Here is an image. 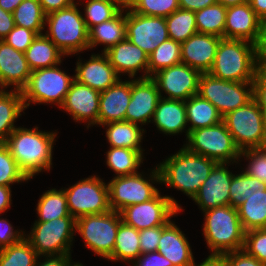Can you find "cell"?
Masks as SVG:
<instances>
[{"label":"cell","instance_id":"obj_1","mask_svg":"<svg viewBox=\"0 0 266 266\" xmlns=\"http://www.w3.org/2000/svg\"><path fill=\"white\" fill-rule=\"evenodd\" d=\"M216 164V161L183 147L161 163L151 177L183 191L193 199Z\"/></svg>","mask_w":266,"mask_h":266},{"label":"cell","instance_id":"obj_2","mask_svg":"<svg viewBox=\"0 0 266 266\" xmlns=\"http://www.w3.org/2000/svg\"><path fill=\"white\" fill-rule=\"evenodd\" d=\"M37 129L38 127H18L4 143L28 180L43 169L49 170L52 165V148L56 134Z\"/></svg>","mask_w":266,"mask_h":266},{"label":"cell","instance_id":"obj_3","mask_svg":"<svg viewBox=\"0 0 266 266\" xmlns=\"http://www.w3.org/2000/svg\"><path fill=\"white\" fill-rule=\"evenodd\" d=\"M258 71L255 44L245 40L222 38L208 73L226 81L253 82Z\"/></svg>","mask_w":266,"mask_h":266},{"label":"cell","instance_id":"obj_4","mask_svg":"<svg viewBox=\"0 0 266 266\" xmlns=\"http://www.w3.org/2000/svg\"><path fill=\"white\" fill-rule=\"evenodd\" d=\"M205 212L204 236L212 257L243 249L245 230L238 210L230 205L219 206Z\"/></svg>","mask_w":266,"mask_h":266},{"label":"cell","instance_id":"obj_5","mask_svg":"<svg viewBox=\"0 0 266 266\" xmlns=\"http://www.w3.org/2000/svg\"><path fill=\"white\" fill-rule=\"evenodd\" d=\"M76 7L73 4L46 15L49 31L45 36L67 55L89 49V30Z\"/></svg>","mask_w":266,"mask_h":266},{"label":"cell","instance_id":"obj_6","mask_svg":"<svg viewBox=\"0 0 266 266\" xmlns=\"http://www.w3.org/2000/svg\"><path fill=\"white\" fill-rule=\"evenodd\" d=\"M227 130L240 151L266 148V127L263 112L253 98L246 105L223 116Z\"/></svg>","mask_w":266,"mask_h":266},{"label":"cell","instance_id":"obj_7","mask_svg":"<svg viewBox=\"0 0 266 266\" xmlns=\"http://www.w3.org/2000/svg\"><path fill=\"white\" fill-rule=\"evenodd\" d=\"M186 147L190 152L203 155L217 163L235 162L241 151L236 146L233 136L227 130L224 121L210 127L191 130Z\"/></svg>","mask_w":266,"mask_h":266},{"label":"cell","instance_id":"obj_8","mask_svg":"<svg viewBox=\"0 0 266 266\" xmlns=\"http://www.w3.org/2000/svg\"><path fill=\"white\" fill-rule=\"evenodd\" d=\"M74 80L57 66L33 70L27 85L21 90L25 108L30 102H56L61 107Z\"/></svg>","mask_w":266,"mask_h":266},{"label":"cell","instance_id":"obj_9","mask_svg":"<svg viewBox=\"0 0 266 266\" xmlns=\"http://www.w3.org/2000/svg\"><path fill=\"white\" fill-rule=\"evenodd\" d=\"M250 85V86H249ZM246 86L250 88L246 90ZM198 94L211 102L222 116L253 99V82H232L201 73Z\"/></svg>","mask_w":266,"mask_h":266},{"label":"cell","instance_id":"obj_10","mask_svg":"<svg viewBox=\"0 0 266 266\" xmlns=\"http://www.w3.org/2000/svg\"><path fill=\"white\" fill-rule=\"evenodd\" d=\"M122 217L119 212L108 211L76 219V231L83 237L86 247L97 255L109 258L115 247V240Z\"/></svg>","mask_w":266,"mask_h":266},{"label":"cell","instance_id":"obj_11","mask_svg":"<svg viewBox=\"0 0 266 266\" xmlns=\"http://www.w3.org/2000/svg\"><path fill=\"white\" fill-rule=\"evenodd\" d=\"M76 229L72 216L56 218L51 221H37L26 238L37 255L58 256L70 254L71 239Z\"/></svg>","mask_w":266,"mask_h":266},{"label":"cell","instance_id":"obj_12","mask_svg":"<svg viewBox=\"0 0 266 266\" xmlns=\"http://www.w3.org/2000/svg\"><path fill=\"white\" fill-rule=\"evenodd\" d=\"M70 215L76 220L91 214L111 211L108 185L92 176L64 190Z\"/></svg>","mask_w":266,"mask_h":266},{"label":"cell","instance_id":"obj_13","mask_svg":"<svg viewBox=\"0 0 266 266\" xmlns=\"http://www.w3.org/2000/svg\"><path fill=\"white\" fill-rule=\"evenodd\" d=\"M182 208L169 196H160L158 193L151 200L130 205L124 208L120 214L122 221L137 230L164 226L170 218Z\"/></svg>","mask_w":266,"mask_h":266},{"label":"cell","instance_id":"obj_14","mask_svg":"<svg viewBox=\"0 0 266 266\" xmlns=\"http://www.w3.org/2000/svg\"><path fill=\"white\" fill-rule=\"evenodd\" d=\"M126 38L150 55L169 39L165 17L145 16L129 9L126 12Z\"/></svg>","mask_w":266,"mask_h":266},{"label":"cell","instance_id":"obj_15","mask_svg":"<svg viewBox=\"0 0 266 266\" xmlns=\"http://www.w3.org/2000/svg\"><path fill=\"white\" fill-rule=\"evenodd\" d=\"M107 185L111 210L119 213L130 205L147 202L159 193L138 172L125 176H116Z\"/></svg>","mask_w":266,"mask_h":266},{"label":"cell","instance_id":"obj_16","mask_svg":"<svg viewBox=\"0 0 266 266\" xmlns=\"http://www.w3.org/2000/svg\"><path fill=\"white\" fill-rule=\"evenodd\" d=\"M157 88L164 90L169 96L166 99L186 101L198 94L199 78L201 73L180 63L164 68L153 74Z\"/></svg>","mask_w":266,"mask_h":266},{"label":"cell","instance_id":"obj_17","mask_svg":"<svg viewBox=\"0 0 266 266\" xmlns=\"http://www.w3.org/2000/svg\"><path fill=\"white\" fill-rule=\"evenodd\" d=\"M162 98L151 77L131 81V100L125 113V121L133 124L150 122L159 100Z\"/></svg>","mask_w":266,"mask_h":266},{"label":"cell","instance_id":"obj_18","mask_svg":"<svg viewBox=\"0 0 266 266\" xmlns=\"http://www.w3.org/2000/svg\"><path fill=\"white\" fill-rule=\"evenodd\" d=\"M262 22L249 2L227 7L224 39L245 40L257 45Z\"/></svg>","mask_w":266,"mask_h":266},{"label":"cell","instance_id":"obj_19","mask_svg":"<svg viewBox=\"0 0 266 266\" xmlns=\"http://www.w3.org/2000/svg\"><path fill=\"white\" fill-rule=\"evenodd\" d=\"M226 163H217L203 182L193 200L204 211L230 205L229 191L233 174L225 168Z\"/></svg>","mask_w":266,"mask_h":266},{"label":"cell","instance_id":"obj_20","mask_svg":"<svg viewBox=\"0 0 266 266\" xmlns=\"http://www.w3.org/2000/svg\"><path fill=\"white\" fill-rule=\"evenodd\" d=\"M221 39L211 34L195 33L181 43V63L200 73H208L213 66Z\"/></svg>","mask_w":266,"mask_h":266},{"label":"cell","instance_id":"obj_21","mask_svg":"<svg viewBox=\"0 0 266 266\" xmlns=\"http://www.w3.org/2000/svg\"><path fill=\"white\" fill-rule=\"evenodd\" d=\"M100 91L74 80L61 108L69 112L76 121L98 124Z\"/></svg>","mask_w":266,"mask_h":266},{"label":"cell","instance_id":"obj_22","mask_svg":"<svg viewBox=\"0 0 266 266\" xmlns=\"http://www.w3.org/2000/svg\"><path fill=\"white\" fill-rule=\"evenodd\" d=\"M31 73L25 54L0 40L1 87L15 85V90L21 91L27 85Z\"/></svg>","mask_w":266,"mask_h":266},{"label":"cell","instance_id":"obj_23","mask_svg":"<svg viewBox=\"0 0 266 266\" xmlns=\"http://www.w3.org/2000/svg\"><path fill=\"white\" fill-rule=\"evenodd\" d=\"M76 66L75 80L100 92L107 90L120 78L105 53L103 56L91 55L87 63L77 62Z\"/></svg>","mask_w":266,"mask_h":266},{"label":"cell","instance_id":"obj_24","mask_svg":"<svg viewBox=\"0 0 266 266\" xmlns=\"http://www.w3.org/2000/svg\"><path fill=\"white\" fill-rule=\"evenodd\" d=\"M131 100V81L120 79L107 90L100 92L98 124L125 121V113Z\"/></svg>","mask_w":266,"mask_h":266},{"label":"cell","instance_id":"obj_25","mask_svg":"<svg viewBox=\"0 0 266 266\" xmlns=\"http://www.w3.org/2000/svg\"><path fill=\"white\" fill-rule=\"evenodd\" d=\"M104 53L118 75L121 72H125L129 73V77L133 78L137 71L143 68L146 73L143 78L148 77L149 55L127 38Z\"/></svg>","mask_w":266,"mask_h":266},{"label":"cell","instance_id":"obj_26","mask_svg":"<svg viewBox=\"0 0 266 266\" xmlns=\"http://www.w3.org/2000/svg\"><path fill=\"white\" fill-rule=\"evenodd\" d=\"M158 252L169 259L173 266H190L194 263L192 251L185 235L169 221L161 226Z\"/></svg>","mask_w":266,"mask_h":266},{"label":"cell","instance_id":"obj_27","mask_svg":"<svg viewBox=\"0 0 266 266\" xmlns=\"http://www.w3.org/2000/svg\"><path fill=\"white\" fill-rule=\"evenodd\" d=\"M152 118L158 130L166 134L182 132L188 123L185 101L161 98Z\"/></svg>","mask_w":266,"mask_h":266},{"label":"cell","instance_id":"obj_28","mask_svg":"<svg viewBox=\"0 0 266 266\" xmlns=\"http://www.w3.org/2000/svg\"><path fill=\"white\" fill-rule=\"evenodd\" d=\"M30 69L51 68L61 63L65 54L44 34L37 35L24 52Z\"/></svg>","mask_w":266,"mask_h":266},{"label":"cell","instance_id":"obj_29","mask_svg":"<svg viewBox=\"0 0 266 266\" xmlns=\"http://www.w3.org/2000/svg\"><path fill=\"white\" fill-rule=\"evenodd\" d=\"M187 122H191V127L186 131L188 138L191 130L210 127L221 121L223 116L219 113L216 107L199 94L191 96L185 101Z\"/></svg>","mask_w":266,"mask_h":266},{"label":"cell","instance_id":"obj_30","mask_svg":"<svg viewBox=\"0 0 266 266\" xmlns=\"http://www.w3.org/2000/svg\"><path fill=\"white\" fill-rule=\"evenodd\" d=\"M123 10L114 18L95 25L89 30V48L102 43L107 45L103 51L105 52L126 38V14L122 15Z\"/></svg>","mask_w":266,"mask_h":266},{"label":"cell","instance_id":"obj_31","mask_svg":"<svg viewBox=\"0 0 266 266\" xmlns=\"http://www.w3.org/2000/svg\"><path fill=\"white\" fill-rule=\"evenodd\" d=\"M237 210L245 231L266 228V190L255 191Z\"/></svg>","mask_w":266,"mask_h":266},{"label":"cell","instance_id":"obj_32","mask_svg":"<svg viewBox=\"0 0 266 266\" xmlns=\"http://www.w3.org/2000/svg\"><path fill=\"white\" fill-rule=\"evenodd\" d=\"M25 109L22 92H6L0 89V143H5L8 136L16 129L14 120Z\"/></svg>","mask_w":266,"mask_h":266},{"label":"cell","instance_id":"obj_33","mask_svg":"<svg viewBox=\"0 0 266 266\" xmlns=\"http://www.w3.org/2000/svg\"><path fill=\"white\" fill-rule=\"evenodd\" d=\"M105 125L109 127L106 130V136L111 147L142 150L139 144L144 130L140 129L137 124H133L129 121H117Z\"/></svg>","mask_w":266,"mask_h":266},{"label":"cell","instance_id":"obj_34","mask_svg":"<svg viewBox=\"0 0 266 266\" xmlns=\"http://www.w3.org/2000/svg\"><path fill=\"white\" fill-rule=\"evenodd\" d=\"M140 255L139 230L122 221L117 231L113 253L108 259L131 261L138 259Z\"/></svg>","mask_w":266,"mask_h":266},{"label":"cell","instance_id":"obj_35","mask_svg":"<svg viewBox=\"0 0 266 266\" xmlns=\"http://www.w3.org/2000/svg\"><path fill=\"white\" fill-rule=\"evenodd\" d=\"M226 12L227 7L219 3L194 12L197 32L224 38Z\"/></svg>","mask_w":266,"mask_h":266},{"label":"cell","instance_id":"obj_36","mask_svg":"<svg viewBox=\"0 0 266 266\" xmlns=\"http://www.w3.org/2000/svg\"><path fill=\"white\" fill-rule=\"evenodd\" d=\"M14 24L42 35L46 24V14L43 12L39 0H23L13 11Z\"/></svg>","mask_w":266,"mask_h":266},{"label":"cell","instance_id":"obj_37","mask_svg":"<svg viewBox=\"0 0 266 266\" xmlns=\"http://www.w3.org/2000/svg\"><path fill=\"white\" fill-rule=\"evenodd\" d=\"M142 151L123 147H111L107 152V165L118 175L125 176L137 173L142 162Z\"/></svg>","mask_w":266,"mask_h":266},{"label":"cell","instance_id":"obj_38","mask_svg":"<svg viewBox=\"0 0 266 266\" xmlns=\"http://www.w3.org/2000/svg\"><path fill=\"white\" fill-rule=\"evenodd\" d=\"M37 214L40 217L38 221L42 222L71 216L64 190L51 189L45 192L38 202Z\"/></svg>","mask_w":266,"mask_h":266},{"label":"cell","instance_id":"obj_39","mask_svg":"<svg viewBox=\"0 0 266 266\" xmlns=\"http://www.w3.org/2000/svg\"><path fill=\"white\" fill-rule=\"evenodd\" d=\"M181 63V43L172 39L162 42L150 55L148 77L161 69ZM152 73V74H151ZM151 74V75H150Z\"/></svg>","mask_w":266,"mask_h":266},{"label":"cell","instance_id":"obj_40","mask_svg":"<svg viewBox=\"0 0 266 266\" xmlns=\"http://www.w3.org/2000/svg\"><path fill=\"white\" fill-rule=\"evenodd\" d=\"M169 38L184 42L197 33L195 13L189 10L177 9L171 15L165 17Z\"/></svg>","mask_w":266,"mask_h":266},{"label":"cell","instance_id":"obj_41","mask_svg":"<svg viewBox=\"0 0 266 266\" xmlns=\"http://www.w3.org/2000/svg\"><path fill=\"white\" fill-rule=\"evenodd\" d=\"M38 255L26 238L0 249V266H34Z\"/></svg>","mask_w":266,"mask_h":266},{"label":"cell","instance_id":"obj_42","mask_svg":"<svg viewBox=\"0 0 266 266\" xmlns=\"http://www.w3.org/2000/svg\"><path fill=\"white\" fill-rule=\"evenodd\" d=\"M124 7L121 0H89L85 8L87 19L84 18L88 30L114 18Z\"/></svg>","mask_w":266,"mask_h":266},{"label":"cell","instance_id":"obj_43","mask_svg":"<svg viewBox=\"0 0 266 266\" xmlns=\"http://www.w3.org/2000/svg\"><path fill=\"white\" fill-rule=\"evenodd\" d=\"M258 189L266 190V182L249 176L245 172L233 175L229 191L230 206L237 208Z\"/></svg>","mask_w":266,"mask_h":266},{"label":"cell","instance_id":"obj_44","mask_svg":"<svg viewBox=\"0 0 266 266\" xmlns=\"http://www.w3.org/2000/svg\"><path fill=\"white\" fill-rule=\"evenodd\" d=\"M124 8L145 16L167 17L180 6L179 0H130Z\"/></svg>","mask_w":266,"mask_h":266},{"label":"cell","instance_id":"obj_45","mask_svg":"<svg viewBox=\"0 0 266 266\" xmlns=\"http://www.w3.org/2000/svg\"><path fill=\"white\" fill-rule=\"evenodd\" d=\"M28 180L20 171L7 146L0 143V186L10 187L14 182Z\"/></svg>","mask_w":266,"mask_h":266},{"label":"cell","instance_id":"obj_46","mask_svg":"<svg viewBox=\"0 0 266 266\" xmlns=\"http://www.w3.org/2000/svg\"><path fill=\"white\" fill-rule=\"evenodd\" d=\"M243 250L266 265V228L246 231Z\"/></svg>","mask_w":266,"mask_h":266},{"label":"cell","instance_id":"obj_47","mask_svg":"<svg viewBox=\"0 0 266 266\" xmlns=\"http://www.w3.org/2000/svg\"><path fill=\"white\" fill-rule=\"evenodd\" d=\"M240 155L251 160L245 173L266 182V148L246 149Z\"/></svg>","mask_w":266,"mask_h":266},{"label":"cell","instance_id":"obj_48","mask_svg":"<svg viewBox=\"0 0 266 266\" xmlns=\"http://www.w3.org/2000/svg\"><path fill=\"white\" fill-rule=\"evenodd\" d=\"M36 36L37 34L34 31L15 25L3 41L17 51L24 53Z\"/></svg>","mask_w":266,"mask_h":266},{"label":"cell","instance_id":"obj_49","mask_svg":"<svg viewBox=\"0 0 266 266\" xmlns=\"http://www.w3.org/2000/svg\"><path fill=\"white\" fill-rule=\"evenodd\" d=\"M160 237H161V226L140 230L139 243H140L141 254L157 251Z\"/></svg>","mask_w":266,"mask_h":266},{"label":"cell","instance_id":"obj_50","mask_svg":"<svg viewBox=\"0 0 266 266\" xmlns=\"http://www.w3.org/2000/svg\"><path fill=\"white\" fill-rule=\"evenodd\" d=\"M228 266H266L243 249L232 251L219 256Z\"/></svg>","mask_w":266,"mask_h":266},{"label":"cell","instance_id":"obj_51","mask_svg":"<svg viewBox=\"0 0 266 266\" xmlns=\"http://www.w3.org/2000/svg\"><path fill=\"white\" fill-rule=\"evenodd\" d=\"M0 227L3 228H0V249L19 242L24 237L21 232H14L11 224L6 220L0 219Z\"/></svg>","mask_w":266,"mask_h":266},{"label":"cell","instance_id":"obj_52","mask_svg":"<svg viewBox=\"0 0 266 266\" xmlns=\"http://www.w3.org/2000/svg\"><path fill=\"white\" fill-rule=\"evenodd\" d=\"M135 263L134 266H173L171 261L158 251L141 254Z\"/></svg>","mask_w":266,"mask_h":266},{"label":"cell","instance_id":"obj_53","mask_svg":"<svg viewBox=\"0 0 266 266\" xmlns=\"http://www.w3.org/2000/svg\"><path fill=\"white\" fill-rule=\"evenodd\" d=\"M253 98L259 106H266V78L259 71L253 81Z\"/></svg>","mask_w":266,"mask_h":266},{"label":"cell","instance_id":"obj_54","mask_svg":"<svg viewBox=\"0 0 266 266\" xmlns=\"http://www.w3.org/2000/svg\"><path fill=\"white\" fill-rule=\"evenodd\" d=\"M39 3L46 15L75 4L74 0H39Z\"/></svg>","mask_w":266,"mask_h":266},{"label":"cell","instance_id":"obj_55","mask_svg":"<svg viewBox=\"0 0 266 266\" xmlns=\"http://www.w3.org/2000/svg\"><path fill=\"white\" fill-rule=\"evenodd\" d=\"M14 26L13 14L0 7V40H3Z\"/></svg>","mask_w":266,"mask_h":266},{"label":"cell","instance_id":"obj_56","mask_svg":"<svg viewBox=\"0 0 266 266\" xmlns=\"http://www.w3.org/2000/svg\"><path fill=\"white\" fill-rule=\"evenodd\" d=\"M217 3L216 0H179L180 9L196 12Z\"/></svg>","mask_w":266,"mask_h":266},{"label":"cell","instance_id":"obj_57","mask_svg":"<svg viewBox=\"0 0 266 266\" xmlns=\"http://www.w3.org/2000/svg\"><path fill=\"white\" fill-rule=\"evenodd\" d=\"M49 257L44 263L38 264L37 262L35 263L34 266H77L78 263L72 264L70 263V254L66 255H57L55 256H46Z\"/></svg>","mask_w":266,"mask_h":266},{"label":"cell","instance_id":"obj_58","mask_svg":"<svg viewBox=\"0 0 266 266\" xmlns=\"http://www.w3.org/2000/svg\"><path fill=\"white\" fill-rule=\"evenodd\" d=\"M257 61L266 60V22L262 23L260 39L256 45Z\"/></svg>","mask_w":266,"mask_h":266},{"label":"cell","instance_id":"obj_59","mask_svg":"<svg viewBox=\"0 0 266 266\" xmlns=\"http://www.w3.org/2000/svg\"><path fill=\"white\" fill-rule=\"evenodd\" d=\"M249 3L261 22H266V0H249Z\"/></svg>","mask_w":266,"mask_h":266},{"label":"cell","instance_id":"obj_60","mask_svg":"<svg viewBox=\"0 0 266 266\" xmlns=\"http://www.w3.org/2000/svg\"><path fill=\"white\" fill-rule=\"evenodd\" d=\"M11 205V190L10 187L0 186V214L7 210Z\"/></svg>","mask_w":266,"mask_h":266},{"label":"cell","instance_id":"obj_61","mask_svg":"<svg viewBox=\"0 0 266 266\" xmlns=\"http://www.w3.org/2000/svg\"><path fill=\"white\" fill-rule=\"evenodd\" d=\"M23 0H0V7L6 12L13 13Z\"/></svg>","mask_w":266,"mask_h":266},{"label":"cell","instance_id":"obj_62","mask_svg":"<svg viewBox=\"0 0 266 266\" xmlns=\"http://www.w3.org/2000/svg\"><path fill=\"white\" fill-rule=\"evenodd\" d=\"M217 3L224 5L225 7L235 6L238 4H243L249 2V0H216Z\"/></svg>","mask_w":266,"mask_h":266},{"label":"cell","instance_id":"obj_63","mask_svg":"<svg viewBox=\"0 0 266 266\" xmlns=\"http://www.w3.org/2000/svg\"><path fill=\"white\" fill-rule=\"evenodd\" d=\"M212 266H228L220 257H212Z\"/></svg>","mask_w":266,"mask_h":266},{"label":"cell","instance_id":"obj_64","mask_svg":"<svg viewBox=\"0 0 266 266\" xmlns=\"http://www.w3.org/2000/svg\"><path fill=\"white\" fill-rule=\"evenodd\" d=\"M259 72L266 78V60L258 61Z\"/></svg>","mask_w":266,"mask_h":266},{"label":"cell","instance_id":"obj_65","mask_svg":"<svg viewBox=\"0 0 266 266\" xmlns=\"http://www.w3.org/2000/svg\"><path fill=\"white\" fill-rule=\"evenodd\" d=\"M190 266H212V256H209L205 261H203L200 265H195V263Z\"/></svg>","mask_w":266,"mask_h":266},{"label":"cell","instance_id":"obj_66","mask_svg":"<svg viewBox=\"0 0 266 266\" xmlns=\"http://www.w3.org/2000/svg\"><path fill=\"white\" fill-rule=\"evenodd\" d=\"M263 112V120L265 123V127H266V106H260Z\"/></svg>","mask_w":266,"mask_h":266},{"label":"cell","instance_id":"obj_67","mask_svg":"<svg viewBox=\"0 0 266 266\" xmlns=\"http://www.w3.org/2000/svg\"><path fill=\"white\" fill-rule=\"evenodd\" d=\"M125 5L130 1V0H121Z\"/></svg>","mask_w":266,"mask_h":266}]
</instances>
